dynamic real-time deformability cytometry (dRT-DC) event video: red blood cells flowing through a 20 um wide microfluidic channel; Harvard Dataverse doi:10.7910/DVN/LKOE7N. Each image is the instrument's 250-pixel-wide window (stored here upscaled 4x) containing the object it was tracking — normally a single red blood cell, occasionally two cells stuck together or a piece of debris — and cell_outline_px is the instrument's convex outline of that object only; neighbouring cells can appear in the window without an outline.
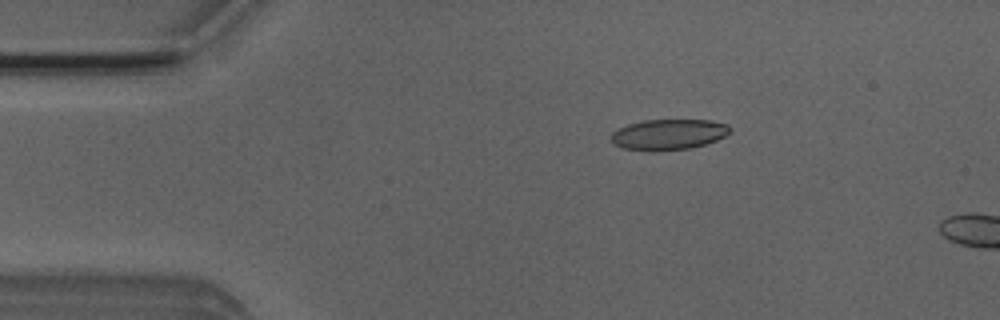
{"species": "Egyptian fruit bat (a non-hibernating species)", "species_latin": "Rousettus aegyptiacus", "temperature_condition": "room temperature", "stored_images_in_passage": 3, "camera_frame_rate_fps": 3000, "um_per_image_px": 0.085, "animal": {"sex": "male"}, "frame": {"image": 1, "passage_image": 2, "time_ms": 0.333, "image_size_px": [1000, 320], "cell_outline_px": [[732, 132], [716, 140], [692, 148], [652, 152], [624, 148], [616, 144], [612, 140], [612, 132], [628, 124], [644, 120], [712, 120], [728, 124], [732, 128]], "centroid_in_image_um": [56.88, 11.43], "position_along_channel_um": 28.1, "area_um2": 21.33}}